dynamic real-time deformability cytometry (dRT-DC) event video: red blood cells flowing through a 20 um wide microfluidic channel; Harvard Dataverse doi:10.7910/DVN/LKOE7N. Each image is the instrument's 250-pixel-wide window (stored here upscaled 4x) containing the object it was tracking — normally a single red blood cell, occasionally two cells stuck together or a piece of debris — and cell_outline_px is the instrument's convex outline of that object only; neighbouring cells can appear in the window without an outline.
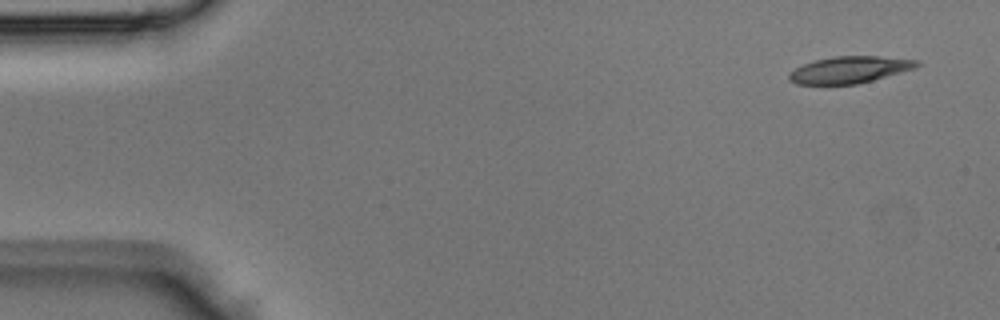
{"species": "Egyptian fruit bat (a non-hibernating species)", "species_latin": "Rousettus aegyptiacus", "temperature_condition": "room temperature", "stored_images_in_passage": 4, "camera_frame_rate_fps": 3000, "um_per_image_px": 0.085, "animal": {"sex": "male"}, "frame": {"image": 1, "passage_image": 1, "time_ms": 0.0, "image_size_px": [1000, 320], "cell_outline_px": [[924, 64], [916, 68], [872, 80], [856, 84], [796, 84], [788, 80], [788, 72], [804, 64], [816, 60], [832, 56], [880, 56], [920, 60]], "centroid_in_image_um": [72.25, 5.92], "position_along_channel_um": 12.8, "area_um2": 20.06}}